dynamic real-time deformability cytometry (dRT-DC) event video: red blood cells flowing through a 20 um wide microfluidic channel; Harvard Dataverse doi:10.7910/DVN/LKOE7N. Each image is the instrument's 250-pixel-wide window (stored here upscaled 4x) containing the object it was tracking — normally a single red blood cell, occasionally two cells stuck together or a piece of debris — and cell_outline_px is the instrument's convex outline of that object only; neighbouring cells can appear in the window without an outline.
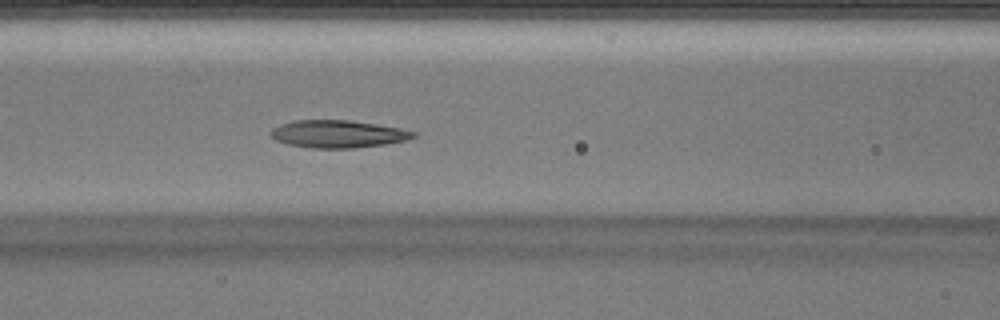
{"species": "Egyptian fruit bat (a non-hibernating species)", "species_latin": "Rousettus aegyptiacus", "temperature_condition": "warm", "stored_images_in_passage": 37, "segment_of_instrument_passage": [1, 2], "camera_frame_rate_fps": 3000, "um_per_image_px": 0.085, "animal": {"sex": "male"}, "frame": {"image": 1, "passage_image": 10, "time_ms": 3.0, "image_size_px": [1000, 320], "cell_outline_px": [[416, 136], [404, 140], [384, 144], [352, 148], [312, 148], [288, 144], [276, 140], [268, 132], [272, 128], [280, 124], [292, 120], [348, 120], [376, 124], [400, 128], [416, 132]], "centroid_in_image_um": [28.68, 11.38], "position_along_channel_um": 137.9, "area_um2": 22.77}}
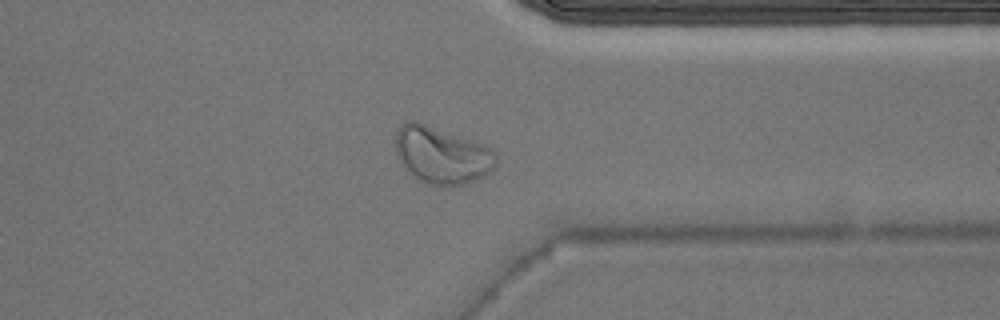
{"frame": {"image": 2, "passage_image": 26, "time_ms": 8.333, "image_size_px": [1000, 320], "cell_outline_px": [[496, 168], [484, 176], [464, 184], [432, 184], [416, 180], [400, 164], [396, 152], [396, 132], [400, 124], [408, 120], [416, 120], [484, 144], [492, 148], [496, 156]], "centroid_in_image_um": [37.53, 13.16], "position_along_channel_um": 373.9, "area_um2": 33.58}}
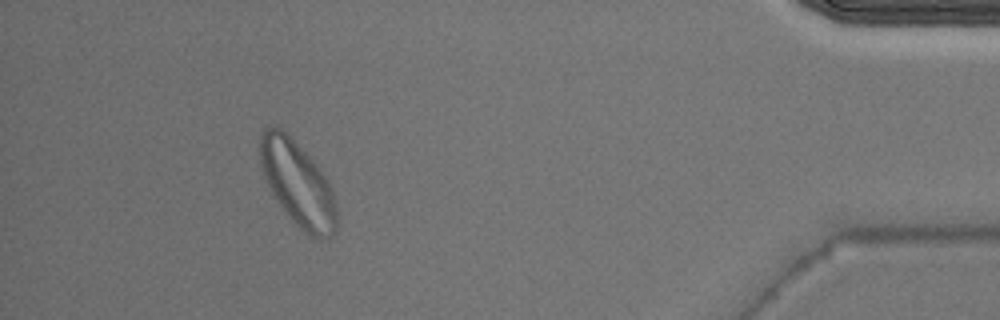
{"frame": {"image": 3, "passage_image": 32, "time_ms": 10.333, "image_size_px": [1000, 320], "cell_outline_px": [[336, 228], [332, 236], [320, 240], [304, 232], [288, 216], [268, 188], [264, 176], [260, 160], [260, 136], [264, 128], [276, 124], [320, 168], [328, 180], [336, 204]], "centroid_in_image_um": [25.3, 15.63], "position_along_channel_um": 409.9, "area_um2": 37.51}}